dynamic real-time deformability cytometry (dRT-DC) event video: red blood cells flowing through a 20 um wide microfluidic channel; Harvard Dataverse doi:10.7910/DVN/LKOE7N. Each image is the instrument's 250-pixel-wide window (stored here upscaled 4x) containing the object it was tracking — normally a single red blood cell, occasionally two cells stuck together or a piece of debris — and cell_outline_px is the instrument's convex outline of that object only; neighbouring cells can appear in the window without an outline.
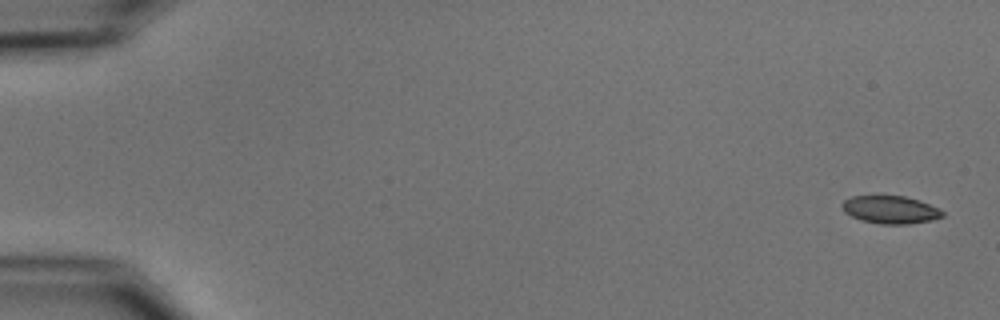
{"species": "common noctule bat (a hibernating species)", "species_latin": "Nyctalus noctula", "temperature_condition": "cold", "stored_images_in_passage": 5, "camera_frame_rate_fps": 3000, "um_per_image_px": 0.085, "animal": {"sex": "male", "body_mass_g": 15.6}, "frame": {"image": 1, "passage_image": 1, "time_ms": 0.0, "image_size_px": [1000, 320], "cell_outline_px": [[944, 216], [932, 220], [908, 224], [880, 224], [860, 220], [844, 212], [840, 204], [844, 200], [852, 196], [904, 196], [940, 208], [944, 212]], "centroid_in_image_um": [75.67, 17.83], "position_along_channel_um": 9.3, "area_um2": 16.24}}
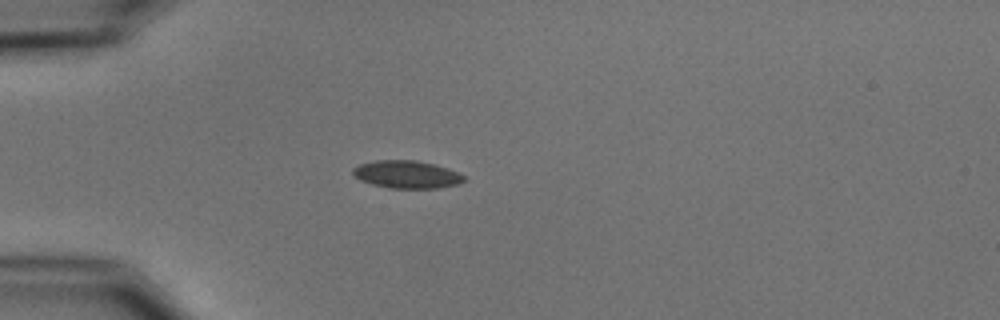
{"frame": {"image": 2, "passage_image": 5, "time_ms": 4.667, "image_size_px": [1000, 320], "cell_outline_px": [[464, 180], [460, 184], [436, 188], [392, 188], [372, 184], [360, 180], [352, 176], [352, 168], [360, 164], [376, 160], [416, 160], [448, 168], [464, 176]], "centroid_in_image_um": [34.53, 14.82], "position_along_channel_um": 50.5, "area_um2": 17.86}}